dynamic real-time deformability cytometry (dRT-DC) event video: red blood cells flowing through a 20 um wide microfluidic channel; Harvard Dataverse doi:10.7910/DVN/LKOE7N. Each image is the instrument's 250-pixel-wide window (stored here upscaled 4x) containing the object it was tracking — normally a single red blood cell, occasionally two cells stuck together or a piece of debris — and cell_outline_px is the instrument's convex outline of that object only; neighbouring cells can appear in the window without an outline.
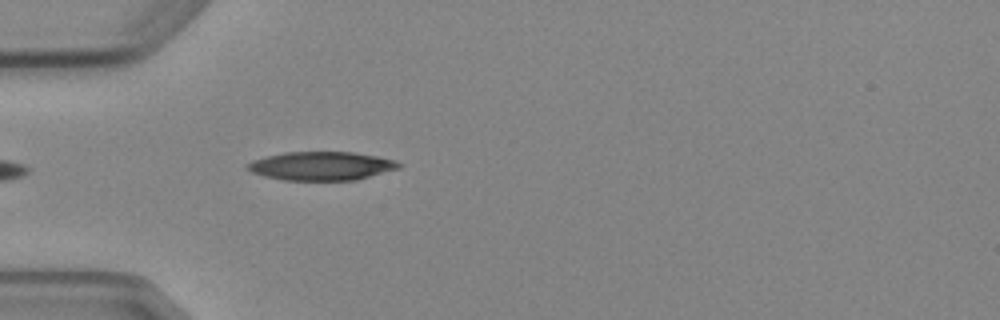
{"species": "Egyptian fruit bat (a non-hibernating species)", "species_latin": "Rousettus aegyptiacus", "temperature_condition": "cold", "stored_images_in_passage": 5, "camera_frame_rate_fps": 3000, "um_per_image_px": 0.085, "animal": {"sex": "female"}, "frame": {"image": 1, "passage_image": 5, "time_ms": 4.667, "image_size_px": [1000, 320], "cell_outline_px": [[404, 164], [400, 168], [356, 180], [284, 180], [264, 176], [252, 172], [244, 168], [244, 164], [252, 160], [284, 152], [352, 152], [376, 156], [396, 160]], "centroid_in_image_um": [27.31, 14.1], "position_along_channel_um": 57.7, "area_um2": 25.37}}